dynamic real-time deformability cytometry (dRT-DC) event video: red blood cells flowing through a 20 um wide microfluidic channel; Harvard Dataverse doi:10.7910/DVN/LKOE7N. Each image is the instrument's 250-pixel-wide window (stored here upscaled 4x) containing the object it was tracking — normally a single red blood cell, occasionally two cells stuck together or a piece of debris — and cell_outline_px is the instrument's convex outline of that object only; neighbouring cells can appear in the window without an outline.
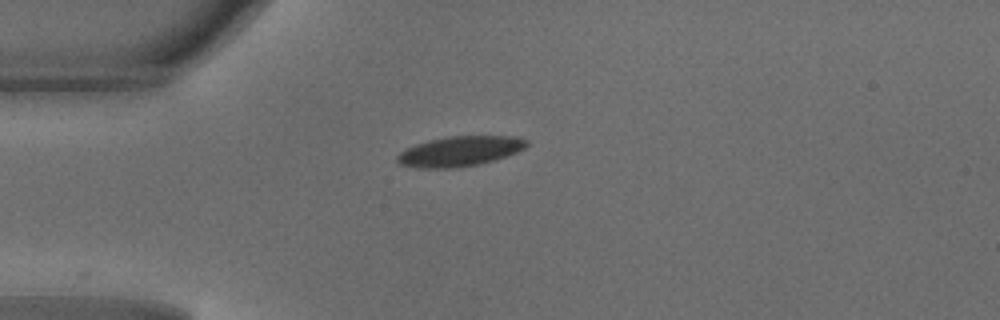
{"species": "common noctule bat (a hibernating species)", "species_latin": "Nyctalus noctula", "temperature_condition": "warm", "stored_images_in_passage": 37, "camera_frame_rate_fps": 3000, "um_per_image_px": 0.085, "animal": {"sex": "male", "body_mass_g": 18.8}, "frame": {"image": 1, "passage_image": 1, "time_ms": 0.0, "image_size_px": [1000, 320], "cell_outline_px": [[528, 144], [524, 148], [516, 152], [480, 164], [456, 168], [416, 168], [400, 164], [396, 160], [396, 156], [404, 148], [428, 140], [448, 136], [516, 136], [528, 140]], "centroid_in_image_um": [39.04, 12.85], "position_along_channel_um": 46.0, "area_um2": 22.72}}
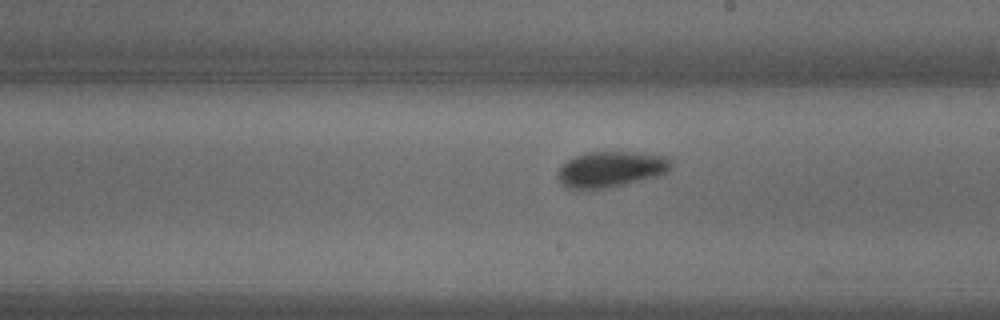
{"frame": {"image": 2, "passage_image": 16, "time_ms": 5.0, "image_size_px": [1000, 320], "cell_outline_px": [[672, 168], [656, 176], [608, 188], [564, 188], [556, 180], [556, 172], [568, 160], [576, 156], [588, 152], [636, 152], [664, 156], [672, 160]], "centroid_in_image_um": [51.88, 14.38], "position_along_channel_um": 237.1, "area_um2": 23.52}}
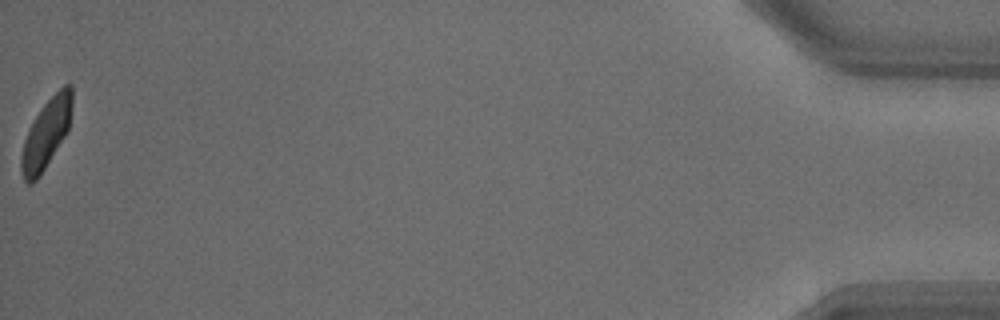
{"frame": {"image": 3, "passage_image": 37, "time_ms": 12.0, "image_size_px": [1000, 320], "cell_outline_px": [[72, 104], [68, 128], [64, 136], [40, 176], [32, 184], [28, 184], [24, 180], [20, 172], [20, 160], [24, 140], [36, 116], [44, 104], [64, 84], [72, 84]], "centroid_in_image_um": [3.91, 11.39], "position_along_channel_um": 431.3, "area_um2": 20.06}, "authors_computed_cell_mechanics": {"area_um2": 22.1952, "velocity_mm_per_s": 4.1611, "shape_relaxation_time_tau1_ms": 2.9005, "shape_relaxation_time_tau2_ms": null, "deformation_change_tau1": 0.125, "deformation_change_tau2": null}}